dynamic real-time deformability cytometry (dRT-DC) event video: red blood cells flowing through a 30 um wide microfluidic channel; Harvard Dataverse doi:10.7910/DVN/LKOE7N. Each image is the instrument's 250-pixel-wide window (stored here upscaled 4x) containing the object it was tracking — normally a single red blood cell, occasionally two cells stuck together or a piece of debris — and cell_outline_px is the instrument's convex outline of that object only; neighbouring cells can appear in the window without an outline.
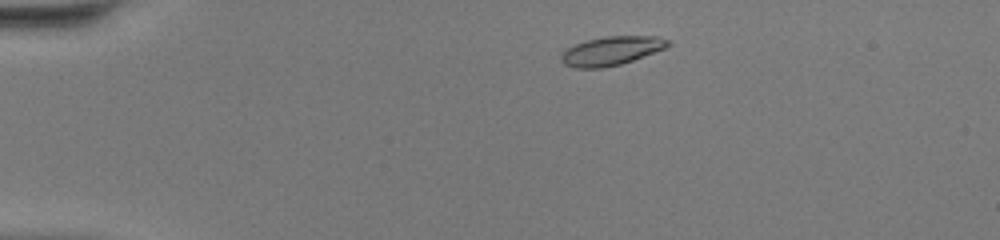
{"species": "common noctule bat (a hibernating species)", "species_latin": "Nyctalus noctula", "temperature_condition": "warm", "stored_images_in_passage": 42, "camera_frame_rate_fps": 3000, "um_per_image_px": 0.085, "animal": {"sex": "female", "body_mass_g": 20.0, "forearm_length_mm": 54.0}, "frame": {"image": 1, "passage_image": 4, "time_ms": 1.0, "image_size_px": [1000, 240], "cell_outline_px": [[672, 44], [664, 48], [632, 60], [620, 64], [604, 68], [576, 68], [564, 64], [560, 60], [560, 52], [576, 44], [588, 40], [604, 36], [660, 36], [668, 40]], "centroid_in_image_um": [51.94, 4.32], "position_along_channel_um": 33.1, "area_um2": 17.86}}
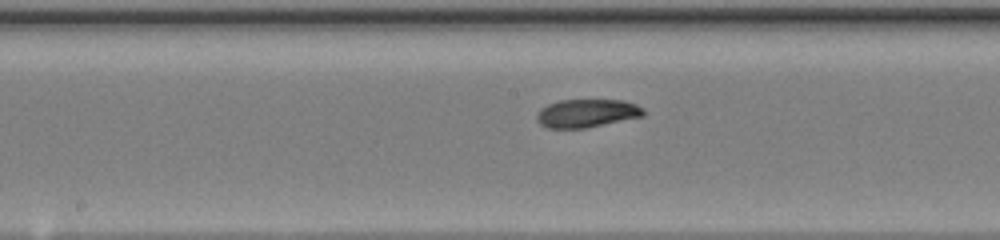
{"frame": {"image": 2, "passage_image": 20, "time_ms": 6.333, "image_size_px": [1000, 240], "cell_outline_px": [[644, 116], [584, 128], [548, 128], [540, 124], [536, 120], [536, 116], [540, 108], [548, 104], [560, 100], [624, 100], [636, 104], [644, 108]], "centroid_in_image_um": [49.87, 9.62], "position_along_channel_um": 198.3, "area_um2": 17.57}}
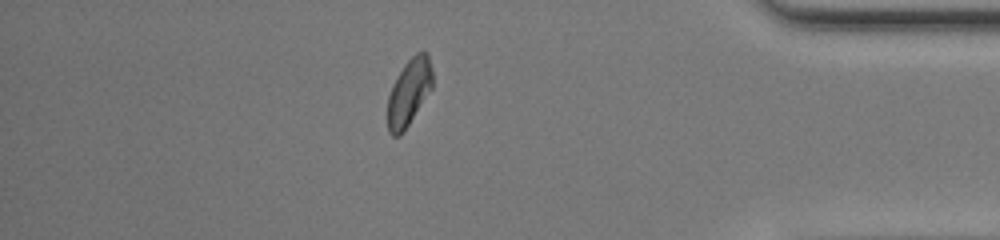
{"frame": {"image": 3, "passage_image": 36, "time_ms": 11.667, "image_size_px": [1000, 240], "cell_outline_px": [[432, 88], [404, 132], [400, 136], [392, 136], [388, 132], [388, 96], [392, 84], [404, 64], [416, 52], [428, 52], [432, 68]], "centroid_in_image_um": [34.76, 7.85], "position_along_channel_um": 400.4, "area_um2": 17.57}, "authors_computed_cell_mechanics": {"area_um2": 17.8313, "velocity_mm_per_s": 4.3521, "shape_relaxation_time_tau1_ms": 4.9544, "shape_relaxation_time_tau2_ms": 1.3424, "deformation_change_tau1": 0.1887, "deformation_change_tau2": 0.0589}}